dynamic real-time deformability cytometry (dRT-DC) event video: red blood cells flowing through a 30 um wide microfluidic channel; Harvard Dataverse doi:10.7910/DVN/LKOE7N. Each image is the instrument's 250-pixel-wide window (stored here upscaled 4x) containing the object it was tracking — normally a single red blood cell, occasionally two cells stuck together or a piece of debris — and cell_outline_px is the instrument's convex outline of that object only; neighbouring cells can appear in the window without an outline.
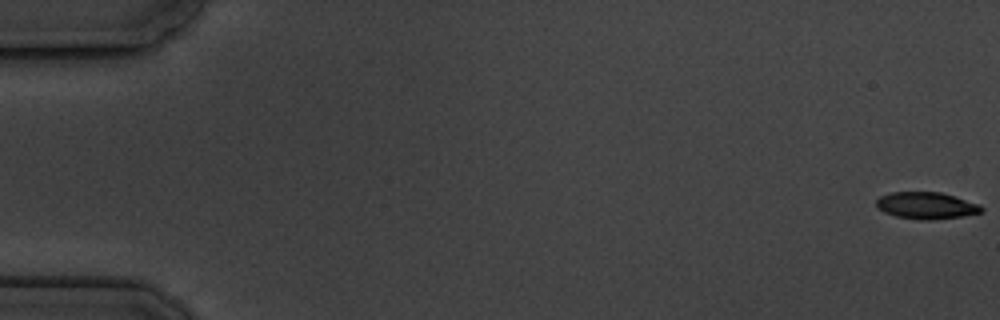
{"species": "common noctule bat (a hibernating species)", "species_latin": "Nyctalus noctula", "temperature_condition": "cold", "stored_images_in_passage": 7, "camera_frame_rate_fps": 3000, "um_per_image_px": 0.085, "animal": {"sex": "male", "body_mass_g": 19.5, "forearm_length_mm": 54.6}, "frame": {"image": 1, "passage_image": 1, "time_ms": 0.0, "image_size_px": [1000, 320], "cell_outline_px": [[984, 212], [960, 216], [928, 220], [920, 220], [896, 216], [884, 212], [876, 204], [876, 200], [880, 196], [888, 192], [940, 192], [956, 196], [980, 204], [984, 208]], "centroid_in_image_um": [78.76, 17.46], "position_along_channel_um": 6.2, "area_um2": 16.47}}
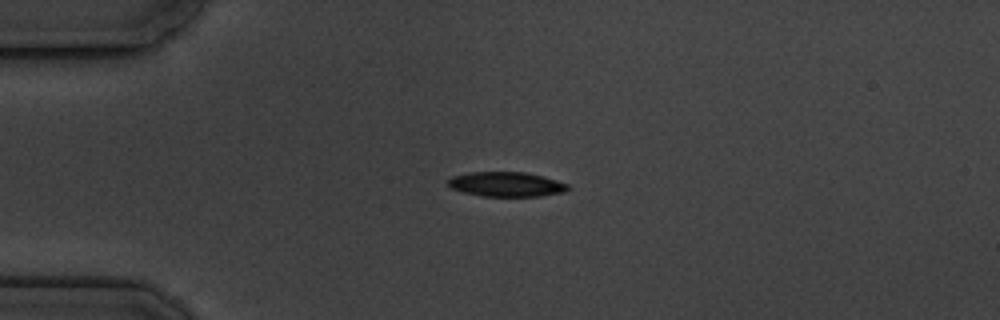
{"frame": {"image": 2, "passage_image": 5, "time_ms": 4.667, "image_size_px": [1000, 320], "cell_outline_px": [[572, 188], [564, 192], [540, 196], [480, 196], [464, 192], [452, 188], [448, 184], [448, 180], [452, 176], [468, 172], [524, 172], [544, 176], [568, 184]], "centroid_in_image_um": [43.06, 15.66], "position_along_channel_um": 41.9, "area_um2": 17.28}}